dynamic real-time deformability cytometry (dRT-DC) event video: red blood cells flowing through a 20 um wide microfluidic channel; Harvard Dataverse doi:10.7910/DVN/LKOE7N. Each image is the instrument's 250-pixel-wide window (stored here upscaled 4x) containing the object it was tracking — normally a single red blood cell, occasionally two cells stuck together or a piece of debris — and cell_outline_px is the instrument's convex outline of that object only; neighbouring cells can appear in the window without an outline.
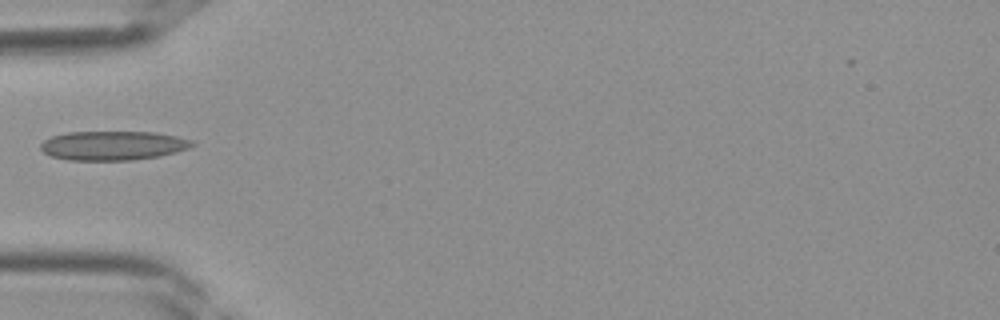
{"species": "Egyptian fruit bat (a non-hibernating species)", "species_latin": "Rousettus aegyptiacus", "temperature_condition": "room temperature", "stored_images_in_passage": 27, "camera_frame_rate_fps": 3000, "um_per_image_px": 0.085, "frame": {"image": 1, "passage_image": 1, "time_ms": 0.0, "image_size_px": [1000, 320], "cell_outline_px": [[196, 144], [188, 148], [176, 152], [160, 156], [132, 160], [68, 160], [52, 156], [44, 152], [40, 148], [40, 144], [44, 140], [52, 136], [68, 132], [156, 132], [176, 136], [192, 140]], "centroid_in_image_um": [9.61, 12.37], "position_along_channel_um": 75.4, "area_um2": 25.78}}
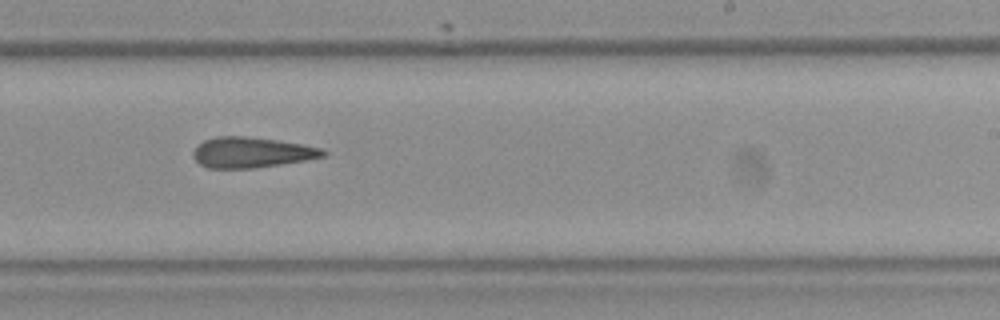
{"frame": {"image": 2, "passage_image": 12, "time_ms": 3.667, "image_size_px": [1000, 320], "cell_outline_px": [[328, 152], [324, 156], [304, 160], [256, 168], [208, 168], [200, 164], [192, 156], [192, 152], [196, 144], [204, 140], [216, 136], [244, 136], [276, 140], [304, 144], [324, 148]], "centroid_in_image_um": [21.36, 12.95], "position_along_channel_um": 267.6, "area_um2": 23.24}}
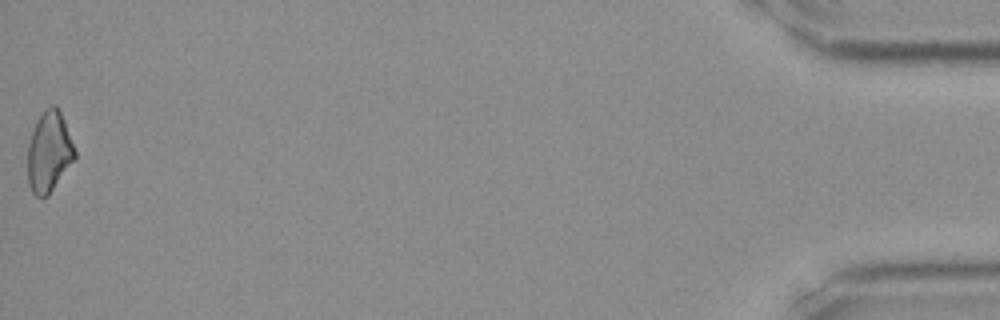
{"frame": {"image": 3, "passage_image": 27, "time_ms": 8.667, "image_size_px": [1000, 320], "cell_outline_px": [[76, 160], [48, 196], [36, 196], [32, 192], [28, 184], [28, 144], [36, 120], [44, 108], [52, 104], [56, 104], [60, 112], [76, 152]], "centroid_in_image_um": [4.17, 12.92], "position_along_channel_um": 431.0, "area_um2": 22.31}}